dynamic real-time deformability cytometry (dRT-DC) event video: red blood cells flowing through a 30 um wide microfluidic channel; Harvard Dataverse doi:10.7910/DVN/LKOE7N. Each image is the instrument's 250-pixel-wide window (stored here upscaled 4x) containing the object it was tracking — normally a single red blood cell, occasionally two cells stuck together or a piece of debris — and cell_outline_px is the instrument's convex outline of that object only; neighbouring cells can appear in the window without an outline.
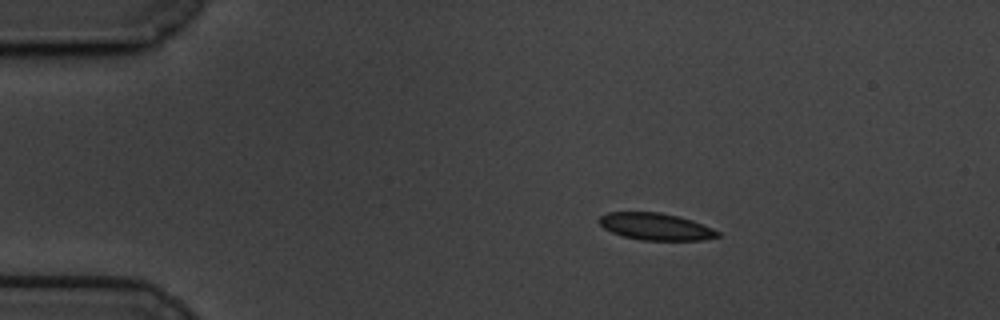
{"species": "common noctule bat (a hibernating species)", "species_latin": "Nyctalus noctula", "temperature_condition": "cold", "stored_images_in_passage": 50, "camera_frame_rate_fps": 3000, "um_per_image_px": 0.085, "animal": {"sex": "male", "body_mass_g": 19.5, "forearm_length_mm": 54.6}, "frame": {"image": 1, "passage_image": 1, "time_ms": 0.0, "image_size_px": [1000, 320], "cell_outline_px": [[720, 236], [704, 240], [640, 240], [624, 236], [612, 232], [604, 228], [596, 220], [600, 216], [608, 212], [660, 212], [692, 220], [712, 228], [720, 232]], "centroid_in_image_um": [55.72, 19.26], "position_along_channel_um": 29.3, "area_um2": 18.61}}
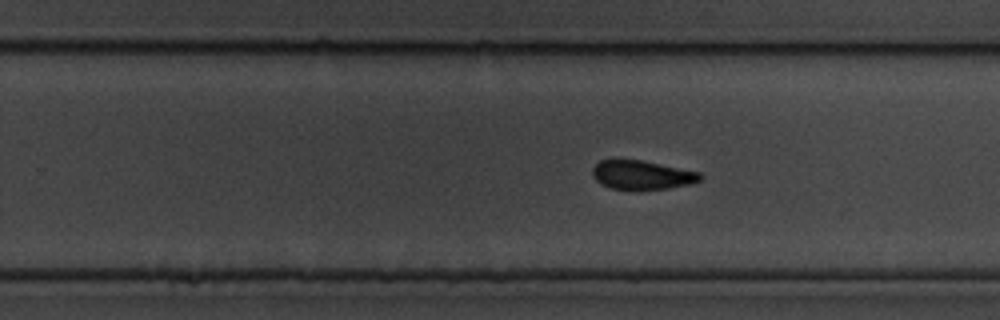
{"frame": {"image": 2, "passage_image": 28, "time_ms": 9.0, "image_size_px": [1000, 320], "cell_outline_px": [[704, 176], [700, 180], [692, 184], [668, 188], [640, 192], [608, 188], [600, 184], [592, 176], [592, 168], [600, 160], [640, 160], [700, 172]], "centroid_in_image_um": [54.55, 14.92], "position_along_channel_um": 275.2, "area_um2": 18.73}}
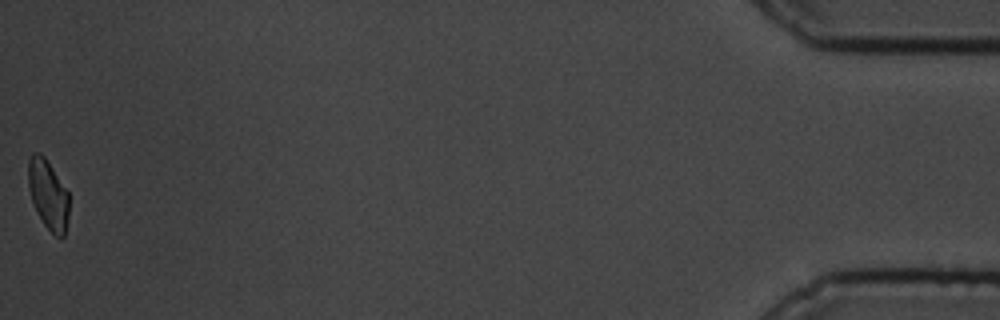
{"frame": {"image": 3, "passage_image": 50, "time_ms": 16.333, "image_size_px": [1000, 320], "cell_outline_px": [[68, 216], [64, 236], [56, 236], [44, 224], [32, 200], [28, 184], [28, 160], [32, 152], [40, 152], [44, 156], [68, 192]], "centroid_in_image_um": [4.08, 16.49], "position_along_channel_um": 431.1, "area_um2": 16.13}, "authors_computed_cell_mechanics": {"area_um2": 18.9006, "velocity_mm_per_s": 3.3858, "shape_relaxation_time_tau1_ms": 2.3777, "shape_relaxation_time_tau2_ms": 1.9924, "deformation_change_tau1": 0.0892, "deformation_change_tau2": 0.0775}}